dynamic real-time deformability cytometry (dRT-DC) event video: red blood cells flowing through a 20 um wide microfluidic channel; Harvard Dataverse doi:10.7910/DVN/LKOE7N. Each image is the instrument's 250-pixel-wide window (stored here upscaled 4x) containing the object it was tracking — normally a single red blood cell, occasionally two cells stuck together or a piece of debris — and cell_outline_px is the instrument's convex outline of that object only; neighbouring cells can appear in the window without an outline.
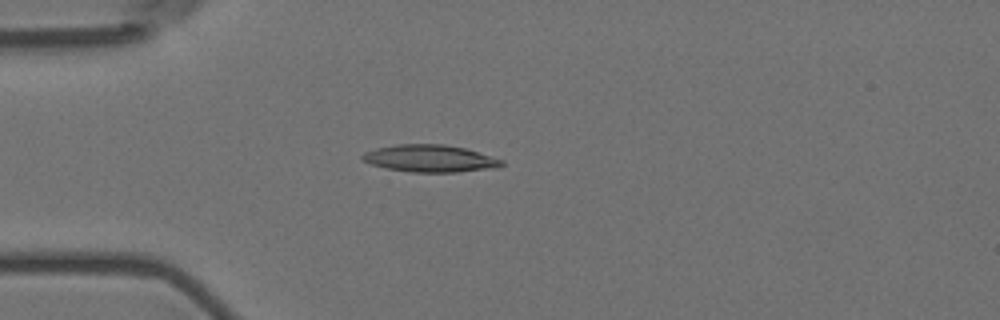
{"species": "Egyptian fruit bat (a non-hibernating species)", "species_latin": "Rousettus aegyptiacus", "temperature_condition": "room temperature", "stored_images_in_passage": 3, "camera_frame_rate_fps": 3000, "um_per_image_px": 0.085, "animal": {"sex": "female"}, "frame": {"image": 1, "passage_image": 3, "time_ms": 0.667, "image_size_px": [1000, 320], "cell_outline_px": [[504, 164], [496, 168], [456, 172], [408, 172], [388, 168], [372, 164], [364, 160], [360, 156], [364, 152], [376, 148], [400, 144], [444, 144], [464, 148], [504, 160]], "centroid_in_image_um": [36.57, 13.47], "position_along_channel_um": 48.4, "area_um2": 21.91}}